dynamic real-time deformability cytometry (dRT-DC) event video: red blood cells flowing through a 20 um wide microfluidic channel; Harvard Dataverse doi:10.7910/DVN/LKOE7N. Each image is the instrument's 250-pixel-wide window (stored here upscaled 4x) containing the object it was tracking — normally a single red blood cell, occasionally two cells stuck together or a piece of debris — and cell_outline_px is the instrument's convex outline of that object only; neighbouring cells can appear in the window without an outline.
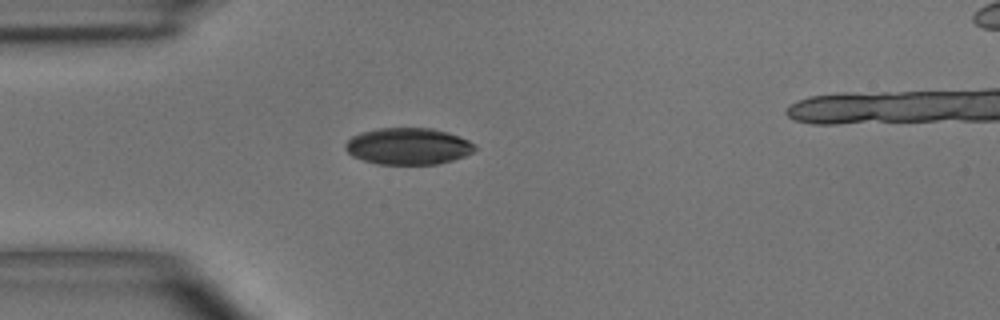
{"species": "common noctule bat (a hibernating species)", "species_latin": "Nyctalus noctula", "temperature_condition": "room temperature", "stored_images_in_passage": 1, "camera_frame_rate_fps": 3000, "um_per_image_px": 0.085, "animal": {"sex": "male", "body_mass_g": 15.6}, "frame": {"image": 1, "passage_image": 1, "time_ms": 0.0, "image_size_px": [1000, 320], "cell_outline_px": [[476, 148], [472, 152], [464, 156], [452, 160], [436, 164], [376, 164], [352, 156], [344, 148], [344, 144], [352, 136], [360, 132], [376, 128], [432, 128], [448, 132], [460, 136], [476, 144]], "centroid_in_image_um": [34.68, 12.42], "position_along_channel_um": 50.3, "area_um2": 27.8}}